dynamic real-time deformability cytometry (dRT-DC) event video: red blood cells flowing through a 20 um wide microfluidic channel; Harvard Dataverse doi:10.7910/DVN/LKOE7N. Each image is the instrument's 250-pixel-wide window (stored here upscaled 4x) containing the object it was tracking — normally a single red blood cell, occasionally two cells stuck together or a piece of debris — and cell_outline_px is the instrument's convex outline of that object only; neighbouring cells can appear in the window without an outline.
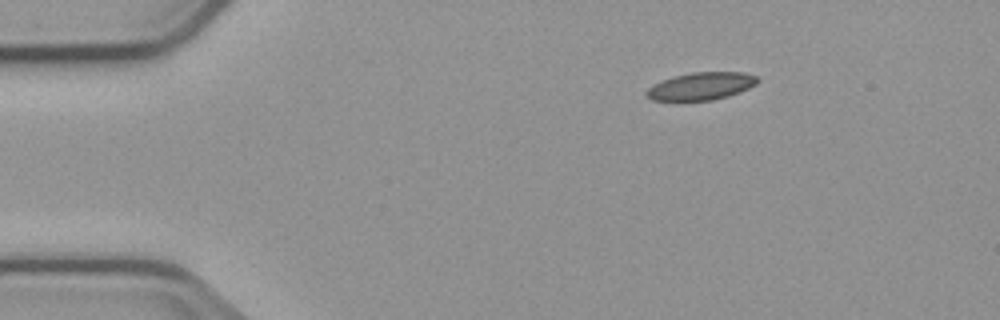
{"species": "common noctule bat (a hibernating species)", "species_latin": "Nyctalus noctula", "temperature_condition": "cold", "stored_images_in_passage": 4, "segment_of_instrument_passage": [1, 2], "camera_frame_rate_fps": 3000, "um_per_image_px": 0.085, "animal": {"sex": "male", "body_mass_g": 23.1, "forearm_length_mm": 52.7}, "frame": {"image": 1, "passage_image": 1, "time_ms": 0.0, "image_size_px": [1000, 320], "cell_outline_px": [[760, 80], [756, 84], [740, 92], [728, 96], [712, 100], [652, 100], [644, 92], [648, 88], [664, 80], [676, 76], [692, 72], [744, 72], [756, 76]], "centroid_in_image_um": [59.64, 7.32], "position_along_channel_um": 25.4, "area_um2": 17.57}}